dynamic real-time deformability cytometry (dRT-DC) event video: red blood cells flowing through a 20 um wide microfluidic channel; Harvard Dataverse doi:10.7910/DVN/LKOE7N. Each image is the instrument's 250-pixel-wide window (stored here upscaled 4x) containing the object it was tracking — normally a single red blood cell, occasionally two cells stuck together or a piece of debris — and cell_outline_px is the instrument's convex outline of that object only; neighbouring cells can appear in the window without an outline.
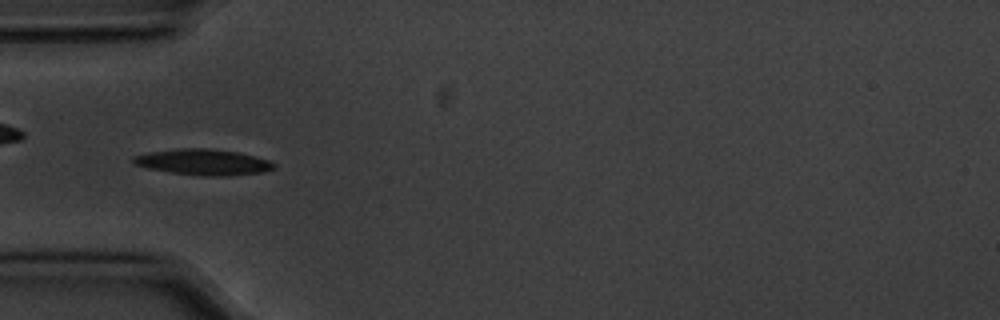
{"species": "common noctule bat (a hibernating species)", "species_latin": "Nyctalus noctula", "temperature_condition": "cold", "stored_images_in_passage": 56, "camera_frame_rate_fps": 3000, "um_per_image_px": 0.085, "animal": {"sex": "male", "body_mass_g": 20.1, "forearm_length_mm": 53.5}, "frame": {"image": 1, "passage_image": 17, "time_ms": 5.333, "image_size_px": [1000, 320], "cell_outline_px": [[276, 168], [264, 172], [228, 176], [204, 176], [172, 172], [148, 168], [136, 164], [132, 160], [132, 156], [148, 152], [180, 148], [204, 148], [236, 152], [268, 160], [276, 164]], "centroid_in_image_um": [17.29, 13.78], "position_along_channel_um": 67.7, "area_um2": 21.04}}
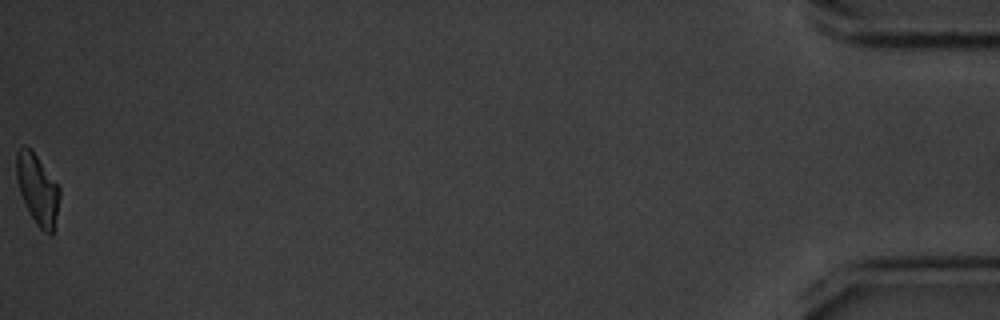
{"frame": {"image": 2, "passage_image": 56, "time_ms": 18.333, "image_size_px": [1000, 320], "cell_outline_px": [[60, 196], [52, 236], [48, 236], [36, 224], [20, 192], [16, 180], [16, 152], [24, 144], [32, 148], [60, 188]], "centroid_in_image_um": [3.19, 16.05], "position_along_channel_um": 432.0, "area_um2": 17.69}, "authors_computed_cell_mechanics": {"area_um2": 19.074, "velocity_mm_per_s": 3.5611, "shape_relaxation_time_tau1_ms": 2.8242, "shape_relaxation_time_tau2_ms": null, "deformation_change_tau1": 0.1125, "deformation_change_tau2": null}}